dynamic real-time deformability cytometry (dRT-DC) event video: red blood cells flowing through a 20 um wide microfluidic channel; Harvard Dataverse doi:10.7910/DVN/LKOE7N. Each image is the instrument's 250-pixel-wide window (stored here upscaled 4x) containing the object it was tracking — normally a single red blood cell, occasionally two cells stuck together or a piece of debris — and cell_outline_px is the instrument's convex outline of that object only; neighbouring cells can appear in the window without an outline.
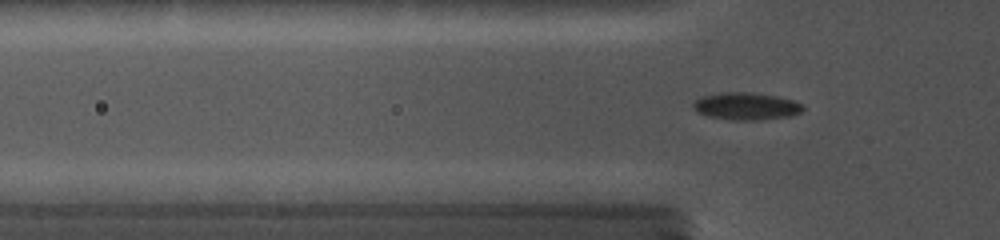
{"species": "common noctule bat (a hibernating species)", "species_latin": "Nyctalus noctula", "temperature_condition": "cold", "stored_images_in_passage": 64, "camera_frame_rate_fps": 5000, "um_per_image_px": 0.085, "animal": {"sex": "female", "body_mass_g": 19.0, "forearm_length_mm": 56.7}, "frame": {"image": 1, "passage_image": 14, "time_ms": 2.8, "image_size_px": [1000, 240], "cell_outline_px": [[804, 108], [800, 112], [792, 116], [752, 120], [732, 120], [708, 116], [696, 112], [692, 108], [692, 104], [696, 100], [704, 96], [724, 92], [744, 92], [772, 96], [792, 100], [800, 104]], "centroid_in_image_um": [63.37, 9.04], "position_along_channel_um": 62.4, "area_um2": 17.11}}
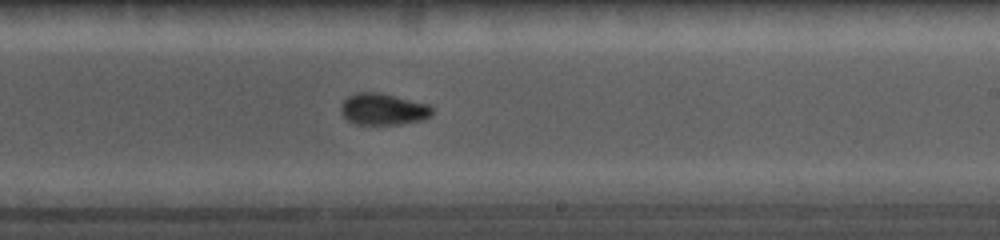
{"frame": {"image": 2, "passage_image": 36, "time_ms": 7.8, "image_size_px": [1000, 240], "cell_outline_px": [[432, 116], [424, 120], [400, 124], [356, 124], [348, 120], [340, 112], [340, 108], [344, 100], [348, 96], [364, 92], [372, 92], [392, 96], [428, 104], [432, 108]], "centroid_in_image_um": [32.58, 9.31], "position_along_channel_um": 256.4, "area_um2": 16.47}}
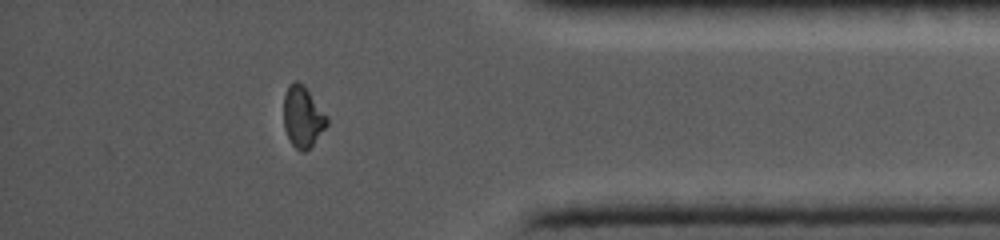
{"frame": {"image": 3, "passage_image": 55, "time_ms": 12.0, "image_size_px": [1000, 240], "cell_outline_px": [[328, 124], [312, 144], [304, 152], [300, 152], [292, 144], [284, 128], [284, 96], [288, 88], [296, 80], [308, 92], [328, 116]], "centroid_in_image_um": [25.73, 9.97], "position_along_channel_um": 409.5, "area_um2": 14.85}}